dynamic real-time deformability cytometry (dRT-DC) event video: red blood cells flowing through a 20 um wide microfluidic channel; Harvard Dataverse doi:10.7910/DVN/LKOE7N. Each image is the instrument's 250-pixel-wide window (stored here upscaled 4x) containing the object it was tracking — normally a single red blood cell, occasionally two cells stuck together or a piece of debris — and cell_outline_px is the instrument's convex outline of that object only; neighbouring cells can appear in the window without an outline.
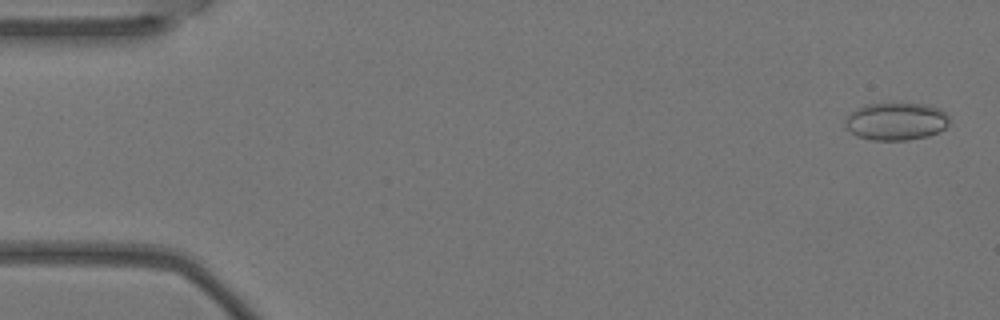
{"species": "Egyptian fruit bat (a non-hibernating species)", "species_latin": "Rousettus aegyptiacus", "temperature_condition": "warm", "stored_images_in_passage": 5, "camera_frame_rate_fps": 3000, "um_per_image_px": 0.085, "animal": {"sex": "female"}, "frame": {"image": 1, "passage_image": 1, "time_ms": 0.0, "image_size_px": [1000, 320], "cell_outline_px": [[948, 124], [944, 128], [928, 136], [908, 140], [872, 140], [856, 136], [844, 124], [844, 120], [856, 108], [864, 104], [928, 104], [940, 108], [948, 116]], "centroid_in_image_um": [76.16, 10.32], "position_along_channel_um": 8.8, "area_um2": 22.72}}